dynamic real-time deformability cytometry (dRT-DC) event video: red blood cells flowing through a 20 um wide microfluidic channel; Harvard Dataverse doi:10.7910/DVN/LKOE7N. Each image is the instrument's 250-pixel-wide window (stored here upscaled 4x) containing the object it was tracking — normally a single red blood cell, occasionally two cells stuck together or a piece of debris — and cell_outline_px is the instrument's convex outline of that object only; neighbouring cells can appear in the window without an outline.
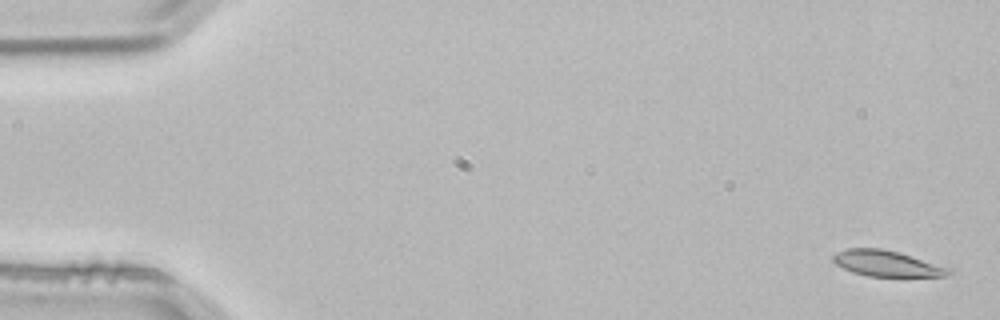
{"species": "common noctule bat (a hibernating species)", "species_latin": "Nyctalus noctula", "temperature_condition": "room temperature", "stored_images_in_passage": 5, "camera_frame_rate_fps": 3000, "um_per_image_px": 0.085, "animal": {"sex": "male", "body_mass_g": 21.5, "forearm_length_mm": 52.0}, "frame": {"image": 1, "passage_image": 1, "time_ms": 0.0, "image_size_px": [1000, 320], "cell_outline_px": [[952, 272], [948, 276], [868, 276], [852, 272], [836, 264], [832, 260], [832, 256], [836, 252], [844, 248], [880, 248], [900, 252], [952, 268]], "centroid_in_image_um": [75.39, 22.38], "position_along_channel_um": 9.6, "area_um2": 17.57}}
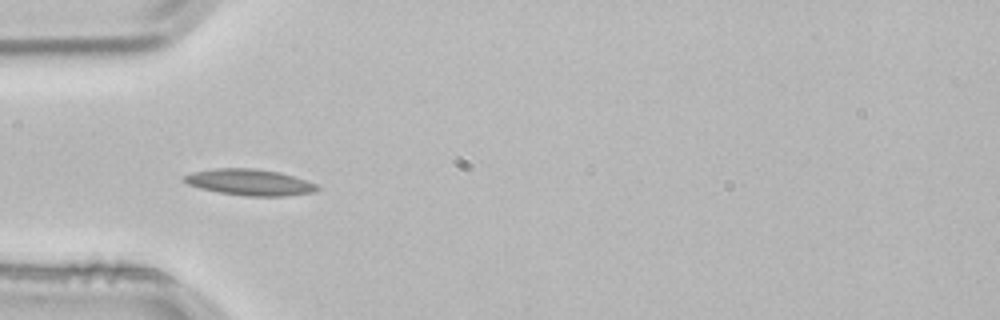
{"frame": {"image": 2, "passage_image": 4, "time_ms": 1.0, "image_size_px": [1000, 320], "cell_outline_px": [[320, 188], [316, 192], [284, 196], [244, 196], [220, 192], [200, 188], [188, 184], [184, 180], [184, 176], [192, 172], [216, 168], [256, 168], [280, 172], [316, 184]], "centroid_in_image_um": [21.24, 15.49], "position_along_channel_um": 63.8, "area_um2": 20.23}}